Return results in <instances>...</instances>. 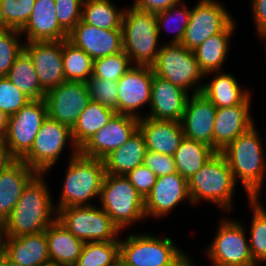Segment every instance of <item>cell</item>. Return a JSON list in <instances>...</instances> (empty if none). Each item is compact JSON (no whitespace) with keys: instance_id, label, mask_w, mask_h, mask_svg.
<instances>
[{"instance_id":"cell-1","label":"cell","mask_w":266,"mask_h":266,"mask_svg":"<svg viewBox=\"0 0 266 266\" xmlns=\"http://www.w3.org/2000/svg\"><path fill=\"white\" fill-rule=\"evenodd\" d=\"M45 173H37L25 186L10 216L2 224V238H13L45 231L56 219ZM52 218V219H51Z\"/></svg>"},{"instance_id":"cell-2","label":"cell","mask_w":266,"mask_h":266,"mask_svg":"<svg viewBox=\"0 0 266 266\" xmlns=\"http://www.w3.org/2000/svg\"><path fill=\"white\" fill-rule=\"evenodd\" d=\"M253 125L220 153L225 157L235 181L241 180L248 199L260 198L266 162L258 130Z\"/></svg>"},{"instance_id":"cell-3","label":"cell","mask_w":266,"mask_h":266,"mask_svg":"<svg viewBox=\"0 0 266 266\" xmlns=\"http://www.w3.org/2000/svg\"><path fill=\"white\" fill-rule=\"evenodd\" d=\"M63 190L56 210L69 206H90L88 201L100 197L106 174L104 161L72 152Z\"/></svg>"},{"instance_id":"cell-4","label":"cell","mask_w":266,"mask_h":266,"mask_svg":"<svg viewBox=\"0 0 266 266\" xmlns=\"http://www.w3.org/2000/svg\"><path fill=\"white\" fill-rule=\"evenodd\" d=\"M187 182L191 204H198L203 199L224 211L232 210V197L237 183L221 153L216 152Z\"/></svg>"},{"instance_id":"cell-5","label":"cell","mask_w":266,"mask_h":266,"mask_svg":"<svg viewBox=\"0 0 266 266\" xmlns=\"http://www.w3.org/2000/svg\"><path fill=\"white\" fill-rule=\"evenodd\" d=\"M123 51L133 65L151 67L160 52L156 15L129 7L122 19ZM136 62V63H135Z\"/></svg>"},{"instance_id":"cell-6","label":"cell","mask_w":266,"mask_h":266,"mask_svg":"<svg viewBox=\"0 0 266 266\" xmlns=\"http://www.w3.org/2000/svg\"><path fill=\"white\" fill-rule=\"evenodd\" d=\"M99 198L100 207L120 231L146 217L144 199L126 176L106 173Z\"/></svg>"},{"instance_id":"cell-7","label":"cell","mask_w":266,"mask_h":266,"mask_svg":"<svg viewBox=\"0 0 266 266\" xmlns=\"http://www.w3.org/2000/svg\"><path fill=\"white\" fill-rule=\"evenodd\" d=\"M151 68L154 75L187 92L191 88L193 94L202 92L204 84L199 83L205 77L204 73L200 70L193 51L182 44L167 43L160 46V52Z\"/></svg>"},{"instance_id":"cell-8","label":"cell","mask_w":266,"mask_h":266,"mask_svg":"<svg viewBox=\"0 0 266 266\" xmlns=\"http://www.w3.org/2000/svg\"><path fill=\"white\" fill-rule=\"evenodd\" d=\"M56 215L66 229L84 242L120 241L119 228L101 207L96 208L94 204L62 208Z\"/></svg>"},{"instance_id":"cell-9","label":"cell","mask_w":266,"mask_h":266,"mask_svg":"<svg viewBox=\"0 0 266 266\" xmlns=\"http://www.w3.org/2000/svg\"><path fill=\"white\" fill-rule=\"evenodd\" d=\"M120 260L129 266H170L183 252L169 237L130 234L119 241Z\"/></svg>"},{"instance_id":"cell-10","label":"cell","mask_w":266,"mask_h":266,"mask_svg":"<svg viewBox=\"0 0 266 266\" xmlns=\"http://www.w3.org/2000/svg\"><path fill=\"white\" fill-rule=\"evenodd\" d=\"M68 140L73 152H79L72 138V129L47 116L30 151L21 160L37 173L46 174L57 162Z\"/></svg>"},{"instance_id":"cell-11","label":"cell","mask_w":266,"mask_h":266,"mask_svg":"<svg viewBox=\"0 0 266 266\" xmlns=\"http://www.w3.org/2000/svg\"><path fill=\"white\" fill-rule=\"evenodd\" d=\"M207 249L213 266H259L253 259L242 223L223 220Z\"/></svg>"},{"instance_id":"cell-12","label":"cell","mask_w":266,"mask_h":266,"mask_svg":"<svg viewBox=\"0 0 266 266\" xmlns=\"http://www.w3.org/2000/svg\"><path fill=\"white\" fill-rule=\"evenodd\" d=\"M47 116L46 102L40 99L31 100L9 117L4 139L13 159L21 160L30 151Z\"/></svg>"},{"instance_id":"cell-13","label":"cell","mask_w":266,"mask_h":266,"mask_svg":"<svg viewBox=\"0 0 266 266\" xmlns=\"http://www.w3.org/2000/svg\"><path fill=\"white\" fill-rule=\"evenodd\" d=\"M223 4L215 0H199L191 9L189 23L181 44L194 50L207 38L222 32L233 18Z\"/></svg>"},{"instance_id":"cell-14","label":"cell","mask_w":266,"mask_h":266,"mask_svg":"<svg viewBox=\"0 0 266 266\" xmlns=\"http://www.w3.org/2000/svg\"><path fill=\"white\" fill-rule=\"evenodd\" d=\"M48 117L71 129L91 98L86 83L65 81L45 93Z\"/></svg>"},{"instance_id":"cell-15","label":"cell","mask_w":266,"mask_h":266,"mask_svg":"<svg viewBox=\"0 0 266 266\" xmlns=\"http://www.w3.org/2000/svg\"><path fill=\"white\" fill-rule=\"evenodd\" d=\"M139 119L116 113L111 120L97 131L80 149L86 157L103 160L113 150L121 147L138 129Z\"/></svg>"},{"instance_id":"cell-16","label":"cell","mask_w":266,"mask_h":266,"mask_svg":"<svg viewBox=\"0 0 266 266\" xmlns=\"http://www.w3.org/2000/svg\"><path fill=\"white\" fill-rule=\"evenodd\" d=\"M31 57L41 88L48 92L66 81L62 58V41H32L24 43Z\"/></svg>"},{"instance_id":"cell-17","label":"cell","mask_w":266,"mask_h":266,"mask_svg":"<svg viewBox=\"0 0 266 266\" xmlns=\"http://www.w3.org/2000/svg\"><path fill=\"white\" fill-rule=\"evenodd\" d=\"M153 70L149 66L132 65L117 81L118 114L141 118L137 112L140 106L151 101Z\"/></svg>"},{"instance_id":"cell-18","label":"cell","mask_w":266,"mask_h":266,"mask_svg":"<svg viewBox=\"0 0 266 266\" xmlns=\"http://www.w3.org/2000/svg\"><path fill=\"white\" fill-rule=\"evenodd\" d=\"M216 111L217 107L203 93H192L180 121L184 137L202 142L214 149Z\"/></svg>"},{"instance_id":"cell-19","label":"cell","mask_w":266,"mask_h":266,"mask_svg":"<svg viewBox=\"0 0 266 266\" xmlns=\"http://www.w3.org/2000/svg\"><path fill=\"white\" fill-rule=\"evenodd\" d=\"M68 40L93 60L123 51L122 29H101L82 20L68 33Z\"/></svg>"},{"instance_id":"cell-20","label":"cell","mask_w":266,"mask_h":266,"mask_svg":"<svg viewBox=\"0 0 266 266\" xmlns=\"http://www.w3.org/2000/svg\"><path fill=\"white\" fill-rule=\"evenodd\" d=\"M186 198L190 201L187 180L178 172L157 177L156 183L144 199L145 215L165 216Z\"/></svg>"},{"instance_id":"cell-21","label":"cell","mask_w":266,"mask_h":266,"mask_svg":"<svg viewBox=\"0 0 266 266\" xmlns=\"http://www.w3.org/2000/svg\"><path fill=\"white\" fill-rule=\"evenodd\" d=\"M189 93L171 82L154 75L149 112L145 117L180 122Z\"/></svg>"},{"instance_id":"cell-22","label":"cell","mask_w":266,"mask_h":266,"mask_svg":"<svg viewBox=\"0 0 266 266\" xmlns=\"http://www.w3.org/2000/svg\"><path fill=\"white\" fill-rule=\"evenodd\" d=\"M251 96L237 106L217 108L214 122V150L221 152L254 125L250 115Z\"/></svg>"},{"instance_id":"cell-23","label":"cell","mask_w":266,"mask_h":266,"mask_svg":"<svg viewBox=\"0 0 266 266\" xmlns=\"http://www.w3.org/2000/svg\"><path fill=\"white\" fill-rule=\"evenodd\" d=\"M138 129L148 151L173 156L184 138L181 122L141 117Z\"/></svg>"},{"instance_id":"cell-24","label":"cell","mask_w":266,"mask_h":266,"mask_svg":"<svg viewBox=\"0 0 266 266\" xmlns=\"http://www.w3.org/2000/svg\"><path fill=\"white\" fill-rule=\"evenodd\" d=\"M55 0H35L33 11L20 30L32 41H62L68 39V33L60 26L56 17Z\"/></svg>"},{"instance_id":"cell-25","label":"cell","mask_w":266,"mask_h":266,"mask_svg":"<svg viewBox=\"0 0 266 266\" xmlns=\"http://www.w3.org/2000/svg\"><path fill=\"white\" fill-rule=\"evenodd\" d=\"M37 174L24 161L14 159L0 171V223L10 216L28 182Z\"/></svg>"},{"instance_id":"cell-26","label":"cell","mask_w":266,"mask_h":266,"mask_svg":"<svg viewBox=\"0 0 266 266\" xmlns=\"http://www.w3.org/2000/svg\"><path fill=\"white\" fill-rule=\"evenodd\" d=\"M1 250L20 265H51L45 231L13 238H2Z\"/></svg>"},{"instance_id":"cell-27","label":"cell","mask_w":266,"mask_h":266,"mask_svg":"<svg viewBox=\"0 0 266 266\" xmlns=\"http://www.w3.org/2000/svg\"><path fill=\"white\" fill-rule=\"evenodd\" d=\"M45 232L51 265L74 266L85 242L75 237L57 219Z\"/></svg>"},{"instance_id":"cell-28","label":"cell","mask_w":266,"mask_h":266,"mask_svg":"<svg viewBox=\"0 0 266 266\" xmlns=\"http://www.w3.org/2000/svg\"><path fill=\"white\" fill-rule=\"evenodd\" d=\"M146 152L144 136L137 129L126 143L103 159L105 171L112 175L126 176L137 166L143 164Z\"/></svg>"},{"instance_id":"cell-29","label":"cell","mask_w":266,"mask_h":266,"mask_svg":"<svg viewBox=\"0 0 266 266\" xmlns=\"http://www.w3.org/2000/svg\"><path fill=\"white\" fill-rule=\"evenodd\" d=\"M233 20L222 32L207 38L193 51L200 70L207 76L220 68L225 63L229 51V41L235 30Z\"/></svg>"},{"instance_id":"cell-30","label":"cell","mask_w":266,"mask_h":266,"mask_svg":"<svg viewBox=\"0 0 266 266\" xmlns=\"http://www.w3.org/2000/svg\"><path fill=\"white\" fill-rule=\"evenodd\" d=\"M214 78L203 85L202 92L217 108L237 106L241 104L250 93L242 89L237 79L228 73L215 71Z\"/></svg>"},{"instance_id":"cell-31","label":"cell","mask_w":266,"mask_h":266,"mask_svg":"<svg viewBox=\"0 0 266 266\" xmlns=\"http://www.w3.org/2000/svg\"><path fill=\"white\" fill-rule=\"evenodd\" d=\"M216 153L210 146L184 137L173 157L176 169L186 180L197 173Z\"/></svg>"},{"instance_id":"cell-32","label":"cell","mask_w":266,"mask_h":266,"mask_svg":"<svg viewBox=\"0 0 266 266\" xmlns=\"http://www.w3.org/2000/svg\"><path fill=\"white\" fill-rule=\"evenodd\" d=\"M115 114V111L101 103L90 101L72 128V138L76 147L80 149Z\"/></svg>"},{"instance_id":"cell-33","label":"cell","mask_w":266,"mask_h":266,"mask_svg":"<svg viewBox=\"0 0 266 266\" xmlns=\"http://www.w3.org/2000/svg\"><path fill=\"white\" fill-rule=\"evenodd\" d=\"M5 77L32 100L45 98L46 92L41 88L38 81L33 61L24 49L17 56L10 71Z\"/></svg>"},{"instance_id":"cell-34","label":"cell","mask_w":266,"mask_h":266,"mask_svg":"<svg viewBox=\"0 0 266 266\" xmlns=\"http://www.w3.org/2000/svg\"><path fill=\"white\" fill-rule=\"evenodd\" d=\"M124 10L110 0H84L81 20L101 29H121Z\"/></svg>"},{"instance_id":"cell-35","label":"cell","mask_w":266,"mask_h":266,"mask_svg":"<svg viewBox=\"0 0 266 266\" xmlns=\"http://www.w3.org/2000/svg\"><path fill=\"white\" fill-rule=\"evenodd\" d=\"M66 81L86 83L93 75V59L68 39L63 40L62 52Z\"/></svg>"},{"instance_id":"cell-36","label":"cell","mask_w":266,"mask_h":266,"mask_svg":"<svg viewBox=\"0 0 266 266\" xmlns=\"http://www.w3.org/2000/svg\"><path fill=\"white\" fill-rule=\"evenodd\" d=\"M119 260V241L85 242L74 266H115Z\"/></svg>"},{"instance_id":"cell-37","label":"cell","mask_w":266,"mask_h":266,"mask_svg":"<svg viewBox=\"0 0 266 266\" xmlns=\"http://www.w3.org/2000/svg\"><path fill=\"white\" fill-rule=\"evenodd\" d=\"M249 201L253 210L249 247L254 261L259 265L266 261V210L258 198Z\"/></svg>"},{"instance_id":"cell-38","label":"cell","mask_w":266,"mask_h":266,"mask_svg":"<svg viewBox=\"0 0 266 266\" xmlns=\"http://www.w3.org/2000/svg\"><path fill=\"white\" fill-rule=\"evenodd\" d=\"M35 0H1L0 28L21 30L27 23Z\"/></svg>"},{"instance_id":"cell-39","label":"cell","mask_w":266,"mask_h":266,"mask_svg":"<svg viewBox=\"0 0 266 266\" xmlns=\"http://www.w3.org/2000/svg\"><path fill=\"white\" fill-rule=\"evenodd\" d=\"M183 7H180V5ZM178 6L180 8H178ZM178 8V9H177ZM191 10L186 7V4L182 2L172 5L166 10L155 13L158 33H160L162 28L170 30L171 23L177 25V27L170 31H176L173 39L170 40V44H181L184 37L185 29L189 23ZM173 19V21H171ZM174 22V23H173ZM170 25V26H169ZM172 29V28H171Z\"/></svg>"},{"instance_id":"cell-40","label":"cell","mask_w":266,"mask_h":266,"mask_svg":"<svg viewBox=\"0 0 266 266\" xmlns=\"http://www.w3.org/2000/svg\"><path fill=\"white\" fill-rule=\"evenodd\" d=\"M131 67L132 64L129 56L124 51H121L93 60L92 76L97 79L118 81Z\"/></svg>"},{"instance_id":"cell-41","label":"cell","mask_w":266,"mask_h":266,"mask_svg":"<svg viewBox=\"0 0 266 266\" xmlns=\"http://www.w3.org/2000/svg\"><path fill=\"white\" fill-rule=\"evenodd\" d=\"M21 35L19 30L0 28V77L7 75L23 51L24 44L19 41Z\"/></svg>"},{"instance_id":"cell-42","label":"cell","mask_w":266,"mask_h":266,"mask_svg":"<svg viewBox=\"0 0 266 266\" xmlns=\"http://www.w3.org/2000/svg\"><path fill=\"white\" fill-rule=\"evenodd\" d=\"M91 101L98 102L118 113V85L117 81L97 79L91 77L86 82Z\"/></svg>"},{"instance_id":"cell-43","label":"cell","mask_w":266,"mask_h":266,"mask_svg":"<svg viewBox=\"0 0 266 266\" xmlns=\"http://www.w3.org/2000/svg\"><path fill=\"white\" fill-rule=\"evenodd\" d=\"M32 99L20 91L7 77H0V109L7 116L17 113Z\"/></svg>"},{"instance_id":"cell-44","label":"cell","mask_w":266,"mask_h":266,"mask_svg":"<svg viewBox=\"0 0 266 266\" xmlns=\"http://www.w3.org/2000/svg\"><path fill=\"white\" fill-rule=\"evenodd\" d=\"M83 1L84 0H55L57 20L67 33L81 20Z\"/></svg>"},{"instance_id":"cell-45","label":"cell","mask_w":266,"mask_h":266,"mask_svg":"<svg viewBox=\"0 0 266 266\" xmlns=\"http://www.w3.org/2000/svg\"><path fill=\"white\" fill-rule=\"evenodd\" d=\"M126 178L131 182L143 199L150 193L157 180L156 174L144 164L130 171L126 175Z\"/></svg>"},{"instance_id":"cell-46","label":"cell","mask_w":266,"mask_h":266,"mask_svg":"<svg viewBox=\"0 0 266 266\" xmlns=\"http://www.w3.org/2000/svg\"><path fill=\"white\" fill-rule=\"evenodd\" d=\"M143 164L156 174L157 177L170 175L177 172L174 157L157 153L154 151L146 152Z\"/></svg>"},{"instance_id":"cell-47","label":"cell","mask_w":266,"mask_h":266,"mask_svg":"<svg viewBox=\"0 0 266 266\" xmlns=\"http://www.w3.org/2000/svg\"><path fill=\"white\" fill-rule=\"evenodd\" d=\"M180 2L181 0H135L132 7L146 12L157 13Z\"/></svg>"},{"instance_id":"cell-48","label":"cell","mask_w":266,"mask_h":266,"mask_svg":"<svg viewBox=\"0 0 266 266\" xmlns=\"http://www.w3.org/2000/svg\"><path fill=\"white\" fill-rule=\"evenodd\" d=\"M251 1L256 30L258 31L263 25L266 24V0Z\"/></svg>"},{"instance_id":"cell-49","label":"cell","mask_w":266,"mask_h":266,"mask_svg":"<svg viewBox=\"0 0 266 266\" xmlns=\"http://www.w3.org/2000/svg\"><path fill=\"white\" fill-rule=\"evenodd\" d=\"M14 159L9 154L7 144L3 136H0V171L3 170Z\"/></svg>"},{"instance_id":"cell-50","label":"cell","mask_w":266,"mask_h":266,"mask_svg":"<svg viewBox=\"0 0 266 266\" xmlns=\"http://www.w3.org/2000/svg\"><path fill=\"white\" fill-rule=\"evenodd\" d=\"M184 253L185 252L183 251L170 266H195L193 265L192 260L190 261L188 258L189 256Z\"/></svg>"},{"instance_id":"cell-51","label":"cell","mask_w":266,"mask_h":266,"mask_svg":"<svg viewBox=\"0 0 266 266\" xmlns=\"http://www.w3.org/2000/svg\"><path fill=\"white\" fill-rule=\"evenodd\" d=\"M8 119L9 116L0 109V136H3L6 134L7 127H8Z\"/></svg>"},{"instance_id":"cell-52","label":"cell","mask_w":266,"mask_h":266,"mask_svg":"<svg viewBox=\"0 0 266 266\" xmlns=\"http://www.w3.org/2000/svg\"><path fill=\"white\" fill-rule=\"evenodd\" d=\"M0 266H25L20 265L11 260L1 249H0Z\"/></svg>"},{"instance_id":"cell-53","label":"cell","mask_w":266,"mask_h":266,"mask_svg":"<svg viewBox=\"0 0 266 266\" xmlns=\"http://www.w3.org/2000/svg\"><path fill=\"white\" fill-rule=\"evenodd\" d=\"M257 34L259 35V37L263 40L266 39V24L263 25L258 31Z\"/></svg>"},{"instance_id":"cell-54","label":"cell","mask_w":266,"mask_h":266,"mask_svg":"<svg viewBox=\"0 0 266 266\" xmlns=\"http://www.w3.org/2000/svg\"><path fill=\"white\" fill-rule=\"evenodd\" d=\"M115 266H129V265H126L124 262H122L121 260H119Z\"/></svg>"},{"instance_id":"cell-55","label":"cell","mask_w":266,"mask_h":266,"mask_svg":"<svg viewBox=\"0 0 266 266\" xmlns=\"http://www.w3.org/2000/svg\"><path fill=\"white\" fill-rule=\"evenodd\" d=\"M0 242H2V224L0 223Z\"/></svg>"}]
</instances>
